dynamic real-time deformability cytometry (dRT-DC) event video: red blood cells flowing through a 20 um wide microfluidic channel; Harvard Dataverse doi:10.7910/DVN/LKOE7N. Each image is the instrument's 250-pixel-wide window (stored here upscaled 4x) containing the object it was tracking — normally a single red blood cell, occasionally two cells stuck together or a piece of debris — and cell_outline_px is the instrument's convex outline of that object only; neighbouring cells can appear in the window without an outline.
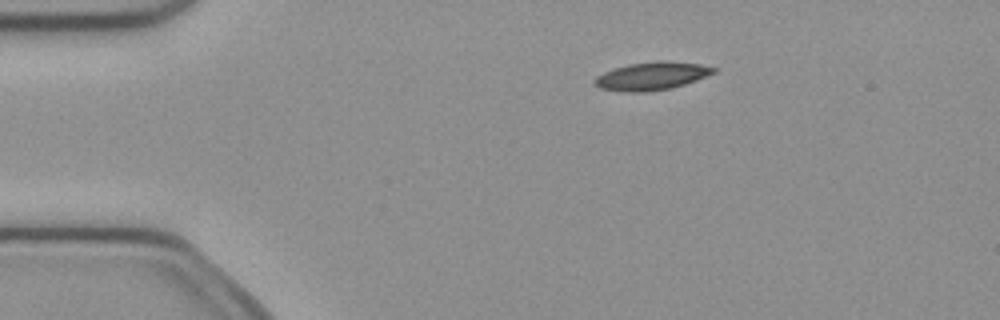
{"species": "common noctule bat (a hibernating species)", "species_latin": "Nyctalus noctula", "temperature_condition": "cold", "stored_images_in_passage": 3, "camera_frame_rate_fps": 3000, "um_per_image_px": 0.085, "animal": {"sex": "female", "body_mass_g": 21.9}, "frame": {"image": 1, "passage_image": 1, "time_ms": 0.0, "image_size_px": [1000, 320], "cell_outline_px": [[720, 68], [716, 72], [696, 80], [672, 88], [644, 92], [620, 92], [600, 88], [592, 84], [592, 80], [596, 76], [604, 72], [628, 64], [660, 60], [700, 64]], "centroid_in_image_um": [55.38, 6.47], "position_along_channel_um": 29.6, "area_um2": 19.59}}